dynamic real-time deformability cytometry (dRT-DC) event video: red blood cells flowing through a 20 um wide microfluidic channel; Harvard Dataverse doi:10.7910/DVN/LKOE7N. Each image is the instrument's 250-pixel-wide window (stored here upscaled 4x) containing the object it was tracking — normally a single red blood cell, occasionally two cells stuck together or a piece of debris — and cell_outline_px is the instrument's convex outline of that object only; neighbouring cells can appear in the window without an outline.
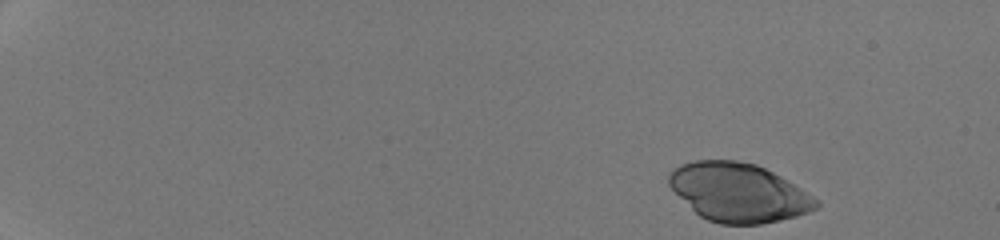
{"species": "human", "species_latin": "Homo sapiens", "temperature_condition": "room temperature", "stored_images_in_passage": 43, "camera_frame_rate_fps": 3000, "um_per_image_px": 0.085, "donor": {"sex": "male"}, "frame": {"image": 1, "passage_image": 1, "time_ms": 0.0, "image_size_px": [1000, 240], "cell_outline_px": [[820, 204], [816, 208], [808, 212], [796, 216], [780, 220], [760, 224], [720, 224], [708, 220], [700, 216], [668, 184], [668, 176], [672, 168], [680, 164], [696, 160], [736, 160], [756, 164], [780, 176], [820, 200]], "centroid_in_image_um": [62.78, 16.35], "position_along_channel_um": 22.2, "area_um2": 50.0}}
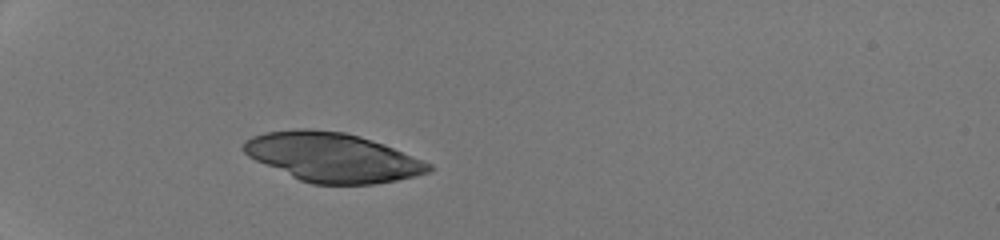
{"frame": {"image": 2, "passage_image": 13, "time_ms": 4.0, "image_size_px": [1000, 240], "cell_outline_px": [[432, 172], [416, 176], [396, 180], [372, 184], [312, 184], [300, 180], [256, 160], [248, 156], [240, 148], [244, 140], [252, 136], [264, 132], [296, 128], [312, 128], [344, 132], [360, 136], [384, 144], [432, 164]], "centroid_in_image_um": [28.24, 13.35], "position_along_channel_um": 56.8, "area_um2": 53.06}}